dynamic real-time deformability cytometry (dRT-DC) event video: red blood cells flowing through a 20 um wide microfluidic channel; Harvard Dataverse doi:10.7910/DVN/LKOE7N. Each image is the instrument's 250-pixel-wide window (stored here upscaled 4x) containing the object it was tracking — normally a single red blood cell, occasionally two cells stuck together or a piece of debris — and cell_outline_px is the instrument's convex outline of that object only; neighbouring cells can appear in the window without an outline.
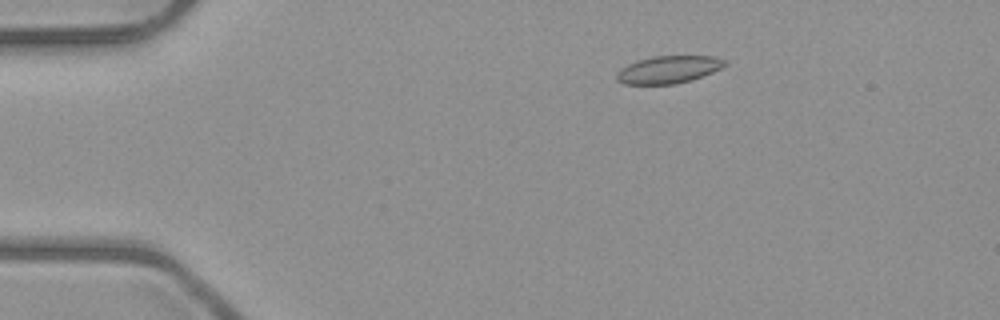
{"species": "common noctule bat (a hibernating species)", "species_latin": "Nyctalus noctula", "temperature_condition": "room temperature", "stored_images_in_passage": 4, "camera_frame_rate_fps": 3000, "um_per_image_px": 0.085, "animal": {"sex": "male", "body_mass_g": 23.1, "forearm_length_mm": 52.7}, "frame": {"image": 1, "passage_image": 3, "time_ms": 2.333, "image_size_px": [1000, 320], "cell_outline_px": [[728, 64], [712, 72], [692, 80], [676, 84], [624, 84], [616, 80], [616, 72], [628, 64], [636, 60], [652, 56], [716, 56], [728, 60]], "centroid_in_image_um": [56.83, 5.9], "position_along_channel_um": 28.2, "area_um2": 17.51}}